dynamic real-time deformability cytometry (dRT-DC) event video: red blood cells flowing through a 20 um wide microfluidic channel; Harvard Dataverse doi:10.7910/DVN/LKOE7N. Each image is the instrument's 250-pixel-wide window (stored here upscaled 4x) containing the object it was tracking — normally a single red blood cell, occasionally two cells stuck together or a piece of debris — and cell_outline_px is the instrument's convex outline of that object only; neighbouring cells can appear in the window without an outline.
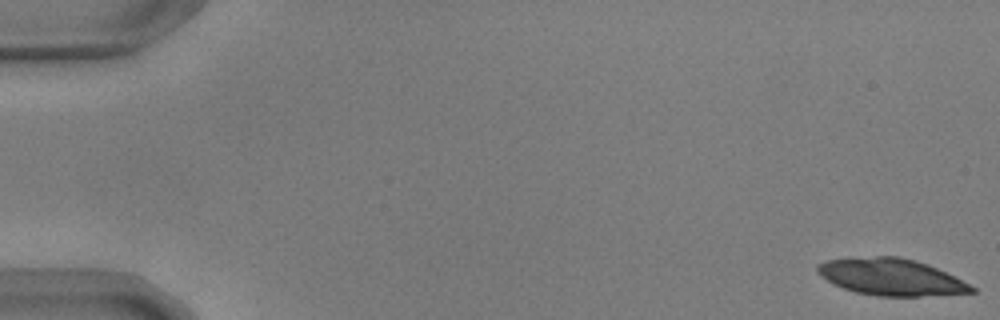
{"species": "common noctule bat (a hibernating species)", "species_latin": "Nyctalus noctula", "temperature_condition": "warm", "stored_images_in_passage": 34, "camera_frame_rate_fps": 3000, "um_per_image_px": 0.085, "animal": {"sex": "male", "body_mass_g": 17.9, "forearm_length_mm": 54.2}, "frame": {"image": 1, "passage_image": 1, "time_ms": 0.0, "image_size_px": [1000, 320], "cell_outline_px": [[976, 292], [920, 296], [876, 296], [856, 292], [832, 284], [816, 272], [816, 264], [828, 260], [876, 256], [900, 256], [916, 260], [928, 264], [976, 288]], "centroid_in_image_um": [75.7, 23.54], "position_along_channel_um": 9.3, "area_um2": 32.77}}